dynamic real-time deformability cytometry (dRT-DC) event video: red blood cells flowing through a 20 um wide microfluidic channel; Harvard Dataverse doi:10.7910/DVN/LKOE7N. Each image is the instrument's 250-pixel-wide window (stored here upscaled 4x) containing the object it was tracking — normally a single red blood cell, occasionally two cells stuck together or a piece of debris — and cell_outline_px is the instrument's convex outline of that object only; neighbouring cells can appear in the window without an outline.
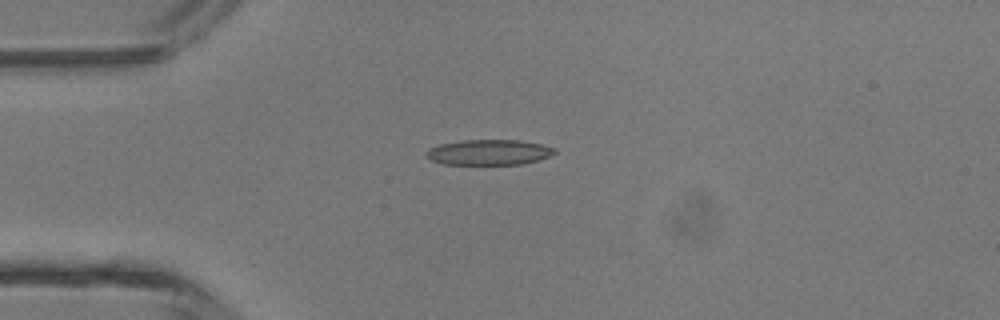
{"species": "common noctule bat (a hibernating species)", "species_latin": "Nyctalus noctula", "temperature_condition": "room temperature", "stored_images_in_passage": 5, "camera_frame_rate_fps": 3000, "um_per_image_px": 0.085, "animal": {"sex": "male", "body_mass_g": 13.3}, "frame": {"image": 1, "passage_image": 4, "time_ms": 3.667, "image_size_px": [1000, 320], "cell_outline_px": [[556, 152], [540, 160], [520, 164], [444, 164], [432, 160], [424, 156], [424, 152], [428, 148], [440, 144], [460, 140], [520, 140], [540, 144], [556, 148]], "centroid_in_image_um": [41.52, 12.94], "position_along_channel_um": 43.5, "area_um2": 19.07}}